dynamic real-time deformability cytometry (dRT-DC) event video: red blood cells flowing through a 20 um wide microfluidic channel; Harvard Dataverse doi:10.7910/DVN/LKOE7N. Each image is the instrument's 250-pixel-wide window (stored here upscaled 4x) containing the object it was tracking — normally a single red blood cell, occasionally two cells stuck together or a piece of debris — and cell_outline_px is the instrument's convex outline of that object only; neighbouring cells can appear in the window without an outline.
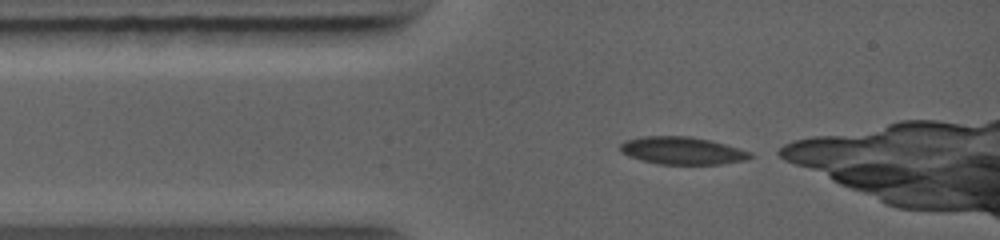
{"species": "common noctule bat (a hibernating species)", "species_latin": "Nyctalus noctula", "temperature_condition": "warm", "stored_images_in_passage": 35, "camera_frame_rate_fps": 5000, "um_per_image_px": 0.085, "animal": {"sex": "female", "body_mass_g": 19.0, "forearm_length_mm": 56.7}, "frame": {"image": 1, "passage_image": 1, "time_ms": 0.0, "image_size_px": [1000, 240], "cell_outline_px": [[756, 156], [744, 160], [720, 164], [656, 164], [640, 160], [628, 156], [620, 152], [620, 144], [624, 140], [640, 136], [692, 136], [712, 140], [752, 152]], "centroid_in_image_um": [57.97, 12.8], "position_along_channel_um": 27.0, "area_um2": 21.21}}
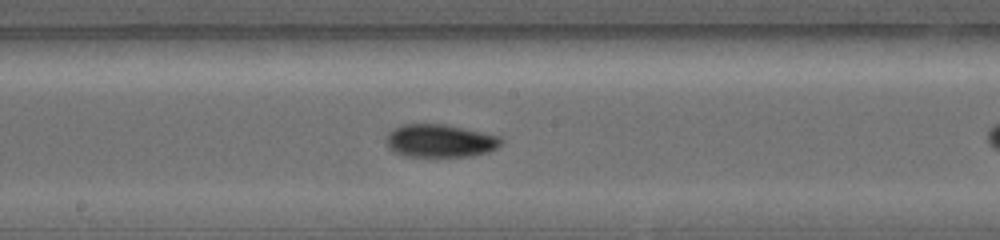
{"frame": {"image": 2, "passage_image": 16, "time_ms": 4.2, "image_size_px": [1000, 240], "cell_outline_px": [[504, 140], [496, 148], [488, 152], [472, 156], [404, 156], [388, 148], [384, 140], [388, 132], [392, 128], [400, 124], [444, 124], [500, 136]], "centroid_in_image_um": [37.36, 11.96], "position_along_channel_um": 210.8, "area_um2": 22.2}}
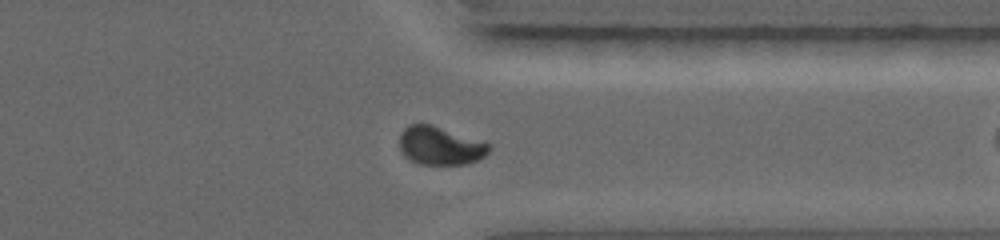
{"frame": {"image": 3, "passage_image": 34, "time_ms": 7.6, "image_size_px": [1000, 240], "cell_outline_px": [[492, 148], [480, 160], [468, 164], [416, 164], [408, 160], [404, 156], [400, 148], [400, 132], [408, 124], [432, 124], [484, 140]], "centroid_in_image_um": [37.43, 12.38], "position_along_channel_um": 374.0, "area_um2": 20.52}}